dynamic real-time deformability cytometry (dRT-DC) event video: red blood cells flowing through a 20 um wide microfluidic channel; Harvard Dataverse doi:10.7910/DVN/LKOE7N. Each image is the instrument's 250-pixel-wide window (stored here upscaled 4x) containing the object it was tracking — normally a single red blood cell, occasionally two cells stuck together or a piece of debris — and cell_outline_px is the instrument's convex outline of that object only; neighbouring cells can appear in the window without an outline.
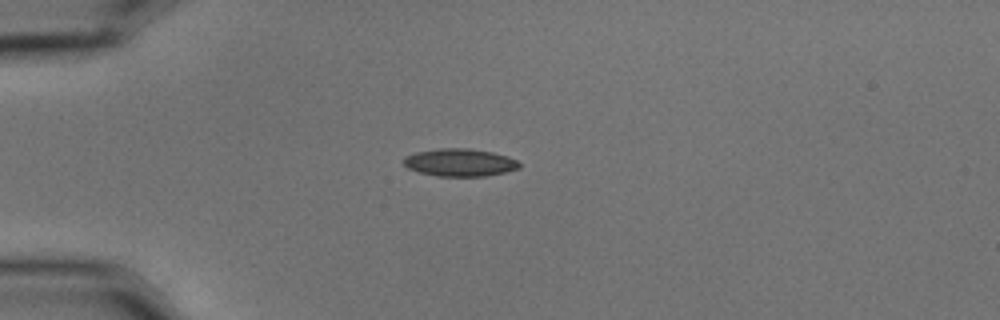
{"species": "common noctule bat (a hibernating species)", "species_latin": "Nyctalus noctula", "temperature_condition": "cold", "stored_images_in_passage": 5, "camera_frame_rate_fps": 3000, "um_per_image_px": 0.085, "animal": {"sex": "male", "body_mass_g": 15.6}, "frame": {"image": 1, "passage_image": 4, "time_ms": 1.0, "image_size_px": [1000, 320], "cell_outline_px": [[520, 168], [504, 172], [484, 176], [436, 176], [420, 172], [408, 168], [404, 164], [404, 156], [416, 152], [440, 148], [468, 148], [492, 152], [508, 156], [516, 160], [520, 164]], "centroid_in_image_um": [39.08, 13.8], "position_along_channel_um": 45.9, "area_um2": 18.55}}